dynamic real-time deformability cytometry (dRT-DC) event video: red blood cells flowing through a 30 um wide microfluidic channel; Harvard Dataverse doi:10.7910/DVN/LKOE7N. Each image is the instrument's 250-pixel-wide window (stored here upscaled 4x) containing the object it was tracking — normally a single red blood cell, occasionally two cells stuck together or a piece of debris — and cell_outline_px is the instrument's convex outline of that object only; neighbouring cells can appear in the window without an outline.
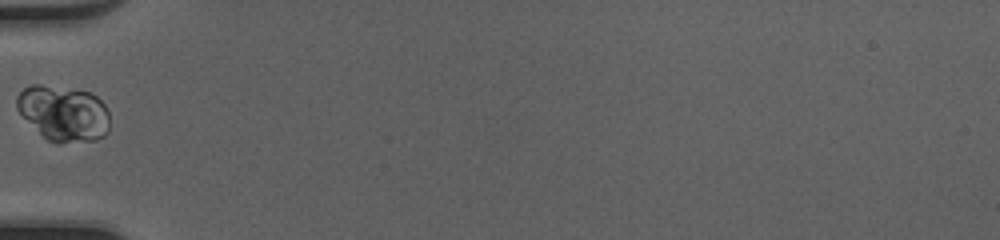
{"species": "common noctule bat (a hibernating species)", "species_latin": "Nyctalus noctula", "temperature_condition": "cold", "stored_images_in_passage": 33, "camera_frame_rate_fps": 3000, "um_per_image_px": 0.085, "animal": {"sex": "female", "body_mass_g": 20.0, "forearm_length_mm": 54.0}, "frame": {"image": 1, "passage_image": 1, "time_ms": 0.0, "image_size_px": [1000, 240], "cell_outline_px": [[108, 132], [104, 136], [96, 140], [48, 140], [16, 108], [16, 96], [24, 88], [32, 84], [40, 84], [88, 92], [96, 96], [104, 104], [108, 112]], "centroid_in_image_um": [5.4, 9.58], "position_along_channel_um": 79.6, "area_um2": 29.07}}
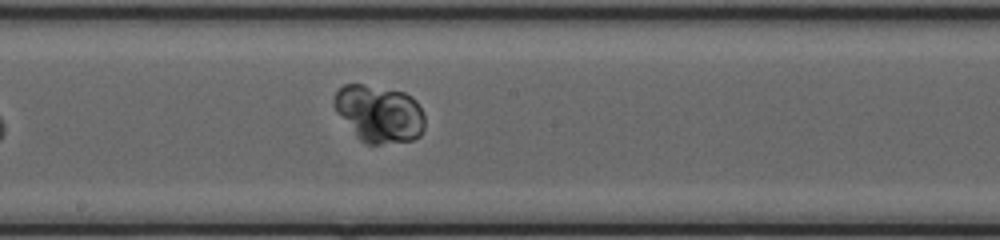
{"frame": {"image": 2, "passage_image": 11, "time_ms": 3.333, "image_size_px": [1000, 240], "cell_outline_px": [[424, 128], [420, 136], [412, 140], [380, 144], [368, 144], [360, 140], [336, 112], [332, 100], [336, 92], [344, 84], [360, 84], [404, 92], [412, 96], [416, 100], [424, 116]], "centroid_in_image_um": [32.22, 9.67], "position_along_channel_um": 216.0, "area_um2": 30.17}}
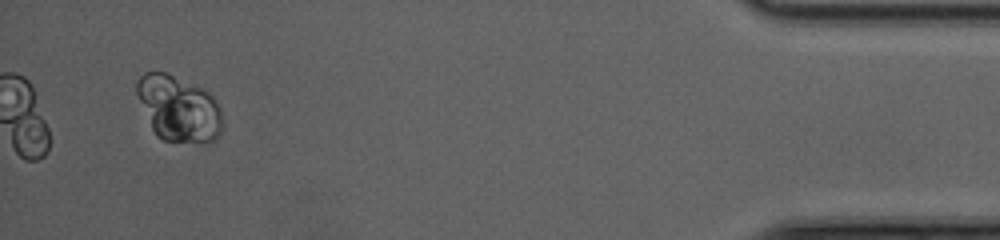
{"frame": {"image": 3, "passage_image": 31, "time_ms": 10.0, "image_size_px": [1000, 240], "cell_outline_px": [[220, 132], [216, 140], [164, 140], [156, 136], [152, 128], [136, 92], [136, 80], [144, 72], [168, 72], [208, 92], [216, 100], [220, 108]], "centroid_in_image_um": [15.14, 9.17], "position_along_channel_um": 420.1, "area_um2": 31.91}}